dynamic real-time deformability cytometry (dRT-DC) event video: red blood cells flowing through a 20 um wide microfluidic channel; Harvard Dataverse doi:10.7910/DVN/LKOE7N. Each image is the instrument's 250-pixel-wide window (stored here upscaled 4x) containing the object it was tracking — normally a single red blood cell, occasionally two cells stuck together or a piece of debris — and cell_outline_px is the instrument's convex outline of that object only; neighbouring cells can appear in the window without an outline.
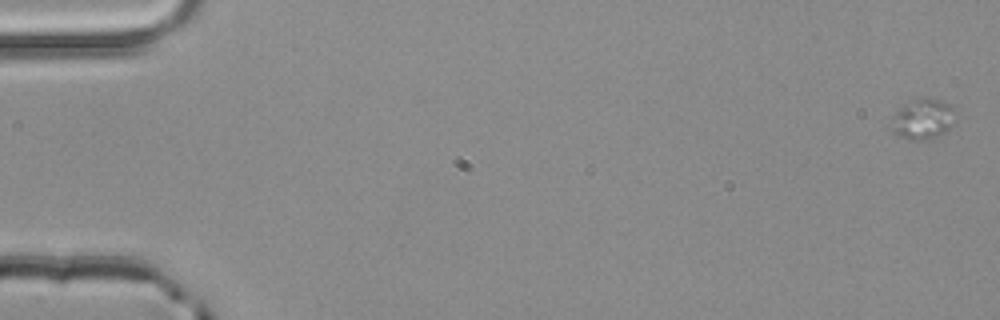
{"species": "common noctule bat (a hibernating species)", "species_latin": "Nyctalus noctula", "temperature_condition": "room temperature", "stored_images_in_passage": 4, "camera_frame_rate_fps": 3000, "um_per_image_px": 0.085, "animal": {"sex": "male", "body_mass_g": 20.4}, "frame": {"image": 1, "passage_image": 1, "time_ms": 0.0, "image_size_px": [1000, 320], "cell_outline_px": [[952, 124], [944, 132], [932, 140], [908, 140], [900, 136], [896, 132], [896, 112], [908, 100], [940, 100], [952, 104]], "centroid_in_image_um": [78.5, 10.15], "position_along_channel_um": 6.5, "area_um2": 14.16}}